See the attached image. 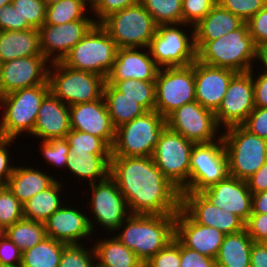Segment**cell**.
<instances>
[{"label": "cell", "instance_id": "9", "mask_svg": "<svg viewBox=\"0 0 267 267\" xmlns=\"http://www.w3.org/2000/svg\"><path fill=\"white\" fill-rule=\"evenodd\" d=\"M100 25L118 48H148L158 27L140 2L109 15Z\"/></svg>", "mask_w": 267, "mask_h": 267}, {"label": "cell", "instance_id": "20", "mask_svg": "<svg viewBox=\"0 0 267 267\" xmlns=\"http://www.w3.org/2000/svg\"><path fill=\"white\" fill-rule=\"evenodd\" d=\"M70 128L103 139L111 148L115 141V128L110 119L104 97L69 106Z\"/></svg>", "mask_w": 267, "mask_h": 267}, {"label": "cell", "instance_id": "26", "mask_svg": "<svg viewBox=\"0 0 267 267\" xmlns=\"http://www.w3.org/2000/svg\"><path fill=\"white\" fill-rule=\"evenodd\" d=\"M69 106L49 92L43 99L37 114L32 137L48 141L66 137L70 132Z\"/></svg>", "mask_w": 267, "mask_h": 267}, {"label": "cell", "instance_id": "36", "mask_svg": "<svg viewBox=\"0 0 267 267\" xmlns=\"http://www.w3.org/2000/svg\"><path fill=\"white\" fill-rule=\"evenodd\" d=\"M86 12H90V0H61L47 6L44 24L61 25L76 20H94Z\"/></svg>", "mask_w": 267, "mask_h": 267}, {"label": "cell", "instance_id": "44", "mask_svg": "<svg viewBox=\"0 0 267 267\" xmlns=\"http://www.w3.org/2000/svg\"><path fill=\"white\" fill-rule=\"evenodd\" d=\"M40 151L43 159L46 160L48 165L57 168H66L67 154L69 152V144L66 137L52 138L48 141H39Z\"/></svg>", "mask_w": 267, "mask_h": 267}, {"label": "cell", "instance_id": "38", "mask_svg": "<svg viewBox=\"0 0 267 267\" xmlns=\"http://www.w3.org/2000/svg\"><path fill=\"white\" fill-rule=\"evenodd\" d=\"M106 81L125 97L135 100L146 111L155 110V81L136 79Z\"/></svg>", "mask_w": 267, "mask_h": 267}, {"label": "cell", "instance_id": "59", "mask_svg": "<svg viewBox=\"0 0 267 267\" xmlns=\"http://www.w3.org/2000/svg\"><path fill=\"white\" fill-rule=\"evenodd\" d=\"M252 213L267 214V190L252 193Z\"/></svg>", "mask_w": 267, "mask_h": 267}, {"label": "cell", "instance_id": "1", "mask_svg": "<svg viewBox=\"0 0 267 267\" xmlns=\"http://www.w3.org/2000/svg\"><path fill=\"white\" fill-rule=\"evenodd\" d=\"M109 176L131 214L176 215L181 209L180 189L163 175L152 157L111 156Z\"/></svg>", "mask_w": 267, "mask_h": 267}, {"label": "cell", "instance_id": "47", "mask_svg": "<svg viewBox=\"0 0 267 267\" xmlns=\"http://www.w3.org/2000/svg\"><path fill=\"white\" fill-rule=\"evenodd\" d=\"M217 4V0H183V23L195 26Z\"/></svg>", "mask_w": 267, "mask_h": 267}, {"label": "cell", "instance_id": "10", "mask_svg": "<svg viewBox=\"0 0 267 267\" xmlns=\"http://www.w3.org/2000/svg\"><path fill=\"white\" fill-rule=\"evenodd\" d=\"M194 144L166 126L151 156L163 175L181 192H189V167Z\"/></svg>", "mask_w": 267, "mask_h": 267}, {"label": "cell", "instance_id": "23", "mask_svg": "<svg viewBox=\"0 0 267 267\" xmlns=\"http://www.w3.org/2000/svg\"><path fill=\"white\" fill-rule=\"evenodd\" d=\"M234 70L194 61L195 97L204 108L215 112L228 89Z\"/></svg>", "mask_w": 267, "mask_h": 267}, {"label": "cell", "instance_id": "66", "mask_svg": "<svg viewBox=\"0 0 267 267\" xmlns=\"http://www.w3.org/2000/svg\"><path fill=\"white\" fill-rule=\"evenodd\" d=\"M261 244L267 249V239L263 240Z\"/></svg>", "mask_w": 267, "mask_h": 267}, {"label": "cell", "instance_id": "37", "mask_svg": "<svg viewBox=\"0 0 267 267\" xmlns=\"http://www.w3.org/2000/svg\"><path fill=\"white\" fill-rule=\"evenodd\" d=\"M22 252L32 248L47 237L45 224L29 219H21L6 228L5 234Z\"/></svg>", "mask_w": 267, "mask_h": 267}, {"label": "cell", "instance_id": "61", "mask_svg": "<svg viewBox=\"0 0 267 267\" xmlns=\"http://www.w3.org/2000/svg\"><path fill=\"white\" fill-rule=\"evenodd\" d=\"M6 229L0 225V242L5 237Z\"/></svg>", "mask_w": 267, "mask_h": 267}, {"label": "cell", "instance_id": "33", "mask_svg": "<svg viewBox=\"0 0 267 267\" xmlns=\"http://www.w3.org/2000/svg\"><path fill=\"white\" fill-rule=\"evenodd\" d=\"M62 183L56 180L49 188L35 194L25 202L23 204L24 218L44 223L65 203L63 202L65 197L61 194L64 192Z\"/></svg>", "mask_w": 267, "mask_h": 267}, {"label": "cell", "instance_id": "6", "mask_svg": "<svg viewBox=\"0 0 267 267\" xmlns=\"http://www.w3.org/2000/svg\"><path fill=\"white\" fill-rule=\"evenodd\" d=\"M222 131L229 174L240 180L250 178L267 160V140L250 133L242 125Z\"/></svg>", "mask_w": 267, "mask_h": 267}, {"label": "cell", "instance_id": "63", "mask_svg": "<svg viewBox=\"0 0 267 267\" xmlns=\"http://www.w3.org/2000/svg\"><path fill=\"white\" fill-rule=\"evenodd\" d=\"M12 2V0H0V7L8 5Z\"/></svg>", "mask_w": 267, "mask_h": 267}, {"label": "cell", "instance_id": "48", "mask_svg": "<svg viewBox=\"0 0 267 267\" xmlns=\"http://www.w3.org/2000/svg\"><path fill=\"white\" fill-rule=\"evenodd\" d=\"M246 23L256 47L260 51L267 50V5Z\"/></svg>", "mask_w": 267, "mask_h": 267}, {"label": "cell", "instance_id": "14", "mask_svg": "<svg viewBox=\"0 0 267 267\" xmlns=\"http://www.w3.org/2000/svg\"><path fill=\"white\" fill-rule=\"evenodd\" d=\"M229 175L222 137L211 143L194 144L189 167V192H202Z\"/></svg>", "mask_w": 267, "mask_h": 267}, {"label": "cell", "instance_id": "25", "mask_svg": "<svg viewBox=\"0 0 267 267\" xmlns=\"http://www.w3.org/2000/svg\"><path fill=\"white\" fill-rule=\"evenodd\" d=\"M145 49L118 48L113 68L106 80L155 81L160 68L152 58L149 48Z\"/></svg>", "mask_w": 267, "mask_h": 267}, {"label": "cell", "instance_id": "24", "mask_svg": "<svg viewBox=\"0 0 267 267\" xmlns=\"http://www.w3.org/2000/svg\"><path fill=\"white\" fill-rule=\"evenodd\" d=\"M225 234L194 222L182 209L175 215V237L185 246L210 258L217 256Z\"/></svg>", "mask_w": 267, "mask_h": 267}, {"label": "cell", "instance_id": "30", "mask_svg": "<svg viewBox=\"0 0 267 267\" xmlns=\"http://www.w3.org/2000/svg\"><path fill=\"white\" fill-rule=\"evenodd\" d=\"M245 22L217 3L194 27V40H216Z\"/></svg>", "mask_w": 267, "mask_h": 267}, {"label": "cell", "instance_id": "55", "mask_svg": "<svg viewBox=\"0 0 267 267\" xmlns=\"http://www.w3.org/2000/svg\"><path fill=\"white\" fill-rule=\"evenodd\" d=\"M257 68L258 67H253L250 70L254 83V104L255 107L267 108V72L262 68V71L258 72V74H260L257 75L256 72L253 71Z\"/></svg>", "mask_w": 267, "mask_h": 267}, {"label": "cell", "instance_id": "58", "mask_svg": "<svg viewBox=\"0 0 267 267\" xmlns=\"http://www.w3.org/2000/svg\"><path fill=\"white\" fill-rule=\"evenodd\" d=\"M250 267H267V249L261 243L252 245Z\"/></svg>", "mask_w": 267, "mask_h": 267}, {"label": "cell", "instance_id": "29", "mask_svg": "<svg viewBox=\"0 0 267 267\" xmlns=\"http://www.w3.org/2000/svg\"><path fill=\"white\" fill-rule=\"evenodd\" d=\"M112 154H91L68 152L65 170L68 174L87 180L88 184L105 180L109 176L110 159Z\"/></svg>", "mask_w": 267, "mask_h": 267}, {"label": "cell", "instance_id": "34", "mask_svg": "<svg viewBox=\"0 0 267 267\" xmlns=\"http://www.w3.org/2000/svg\"><path fill=\"white\" fill-rule=\"evenodd\" d=\"M103 97L115 129L147 112L135 100L125 97L123 93L116 90L107 81H105L103 87Z\"/></svg>", "mask_w": 267, "mask_h": 267}, {"label": "cell", "instance_id": "56", "mask_svg": "<svg viewBox=\"0 0 267 267\" xmlns=\"http://www.w3.org/2000/svg\"><path fill=\"white\" fill-rule=\"evenodd\" d=\"M22 30L20 15L10 3L0 7V31Z\"/></svg>", "mask_w": 267, "mask_h": 267}, {"label": "cell", "instance_id": "57", "mask_svg": "<svg viewBox=\"0 0 267 267\" xmlns=\"http://www.w3.org/2000/svg\"><path fill=\"white\" fill-rule=\"evenodd\" d=\"M246 182L252 193L267 190V160Z\"/></svg>", "mask_w": 267, "mask_h": 267}, {"label": "cell", "instance_id": "35", "mask_svg": "<svg viewBox=\"0 0 267 267\" xmlns=\"http://www.w3.org/2000/svg\"><path fill=\"white\" fill-rule=\"evenodd\" d=\"M66 245L47 236L40 243L22 252L21 267H59Z\"/></svg>", "mask_w": 267, "mask_h": 267}, {"label": "cell", "instance_id": "39", "mask_svg": "<svg viewBox=\"0 0 267 267\" xmlns=\"http://www.w3.org/2000/svg\"><path fill=\"white\" fill-rule=\"evenodd\" d=\"M182 1L140 0V3L159 26L183 23Z\"/></svg>", "mask_w": 267, "mask_h": 267}, {"label": "cell", "instance_id": "41", "mask_svg": "<svg viewBox=\"0 0 267 267\" xmlns=\"http://www.w3.org/2000/svg\"><path fill=\"white\" fill-rule=\"evenodd\" d=\"M11 4L20 15L22 30L39 29L46 18V4L43 0H12Z\"/></svg>", "mask_w": 267, "mask_h": 267}, {"label": "cell", "instance_id": "51", "mask_svg": "<svg viewBox=\"0 0 267 267\" xmlns=\"http://www.w3.org/2000/svg\"><path fill=\"white\" fill-rule=\"evenodd\" d=\"M180 267H216V261L185 247L180 242Z\"/></svg>", "mask_w": 267, "mask_h": 267}, {"label": "cell", "instance_id": "11", "mask_svg": "<svg viewBox=\"0 0 267 267\" xmlns=\"http://www.w3.org/2000/svg\"><path fill=\"white\" fill-rule=\"evenodd\" d=\"M185 26L192 30L189 34L183 30ZM148 48L159 68L190 65L196 60L194 27L184 23L159 25Z\"/></svg>", "mask_w": 267, "mask_h": 267}, {"label": "cell", "instance_id": "22", "mask_svg": "<svg viewBox=\"0 0 267 267\" xmlns=\"http://www.w3.org/2000/svg\"><path fill=\"white\" fill-rule=\"evenodd\" d=\"M78 209L75 205L68 207L65 202L44 222L46 235L67 245L82 244L86 237L92 238L95 233L91 230L89 215Z\"/></svg>", "mask_w": 267, "mask_h": 267}, {"label": "cell", "instance_id": "2", "mask_svg": "<svg viewBox=\"0 0 267 267\" xmlns=\"http://www.w3.org/2000/svg\"><path fill=\"white\" fill-rule=\"evenodd\" d=\"M196 60L213 67L235 72L250 71L260 60V50L245 22L240 28L216 40H194Z\"/></svg>", "mask_w": 267, "mask_h": 267}, {"label": "cell", "instance_id": "18", "mask_svg": "<svg viewBox=\"0 0 267 267\" xmlns=\"http://www.w3.org/2000/svg\"><path fill=\"white\" fill-rule=\"evenodd\" d=\"M95 24L94 20H76L61 25L43 24L38 29L43 56L50 63L62 61Z\"/></svg>", "mask_w": 267, "mask_h": 267}, {"label": "cell", "instance_id": "45", "mask_svg": "<svg viewBox=\"0 0 267 267\" xmlns=\"http://www.w3.org/2000/svg\"><path fill=\"white\" fill-rule=\"evenodd\" d=\"M217 3L247 22L267 5V0H217Z\"/></svg>", "mask_w": 267, "mask_h": 267}, {"label": "cell", "instance_id": "12", "mask_svg": "<svg viewBox=\"0 0 267 267\" xmlns=\"http://www.w3.org/2000/svg\"><path fill=\"white\" fill-rule=\"evenodd\" d=\"M196 101L194 62L158 70L155 80V111L165 119L176 109Z\"/></svg>", "mask_w": 267, "mask_h": 267}, {"label": "cell", "instance_id": "19", "mask_svg": "<svg viewBox=\"0 0 267 267\" xmlns=\"http://www.w3.org/2000/svg\"><path fill=\"white\" fill-rule=\"evenodd\" d=\"M181 209L194 222L214 227L225 235L245 229V223L238 216L213 205L200 192H181Z\"/></svg>", "mask_w": 267, "mask_h": 267}, {"label": "cell", "instance_id": "15", "mask_svg": "<svg viewBox=\"0 0 267 267\" xmlns=\"http://www.w3.org/2000/svg\"><path fill=\"white\" fill-rule=\"evenodd\" d=\"M166 123L170 129L195 144L211 143L222 137L215 113L204 108L197 101L185 104L173 111L166 118Z\"/></svg>", "mask_w": 267, "mask_h": 267}, {"label": "cell", "instance_id": "50", "mask_svg": "<svg viewBox=\"0 0 267 267\" xmlns=\"http://www.w3.org/2000/svg\"><path fill=\"white\" fill-rule=\"evenodd\" d=\"M242 126L250 133L267 140V108L255 107Z\"/></svg>", "mask_w": 267, "mask_h": 267}, {"label": "cell", "instance_id": "62", "mask_svg": "<svg viewBox=\"0 0 267 267\" xmlns=\"http://www.w3.org/2000/svg\"><path fill=\"white\" fill-rule=\"evenodd\" d=\"M43 1H44V3L46 4V6H49V5H51V4H54V3L59 2V1H61V0H43Z\"/></svg>", "mask_w": 267, "mask_h": 267}, {"label": "cell", "instance_id": "46", "mask_svg": "<svg viewBox=\"0 0 267 267\" xmlns=\"http://www.w3.org/2000/svg\"><path fill=\"white\" fill-rule=\"evenodd\" d=\"M139 2L140 0H90V15H95L94 21L100 24L109 15Z\"/></svg>", "mask_w": 267, "mask_h": 267}, {"label": "cell", "instance_id": "49", "mask_svg": "<svg viewBox=\"0 0 267 267\" xmlns=\"http://www.w3.org/2000/svg\"><path fill=\"white\" fill-rule=\"evenodd\" d=\"M152 267H180V241L174 237L147 261Z\"/></svg>", "mask_w": 267, "mask_h": 267}, {"label": "cell", "instance_id": "60", "mask_svg": "<svg viewBox=\"0 0 267 267\" xmlns=\"http://www.w3.org/2000/svg\"><path fill=\"white\" fill-rule=\"evenodd\" d=\"M261 67L265 68L264 70L267 72V50H263L260 52V60Z\"/></svg>", "mask_w": 267, "mask_h": 267}, {"label": "cell", "instance_id": "5", "mask_svg": "<svg viewBox=\"0 0 267 267\" xmlns=\"http://www.w3.org/2000/svg\"><path fill=\"white\" fill-rule=\"evenodd\" d=\"M106 79L89 71L72 69L62 61L50 63V92L68 106L93 102L103 96Z\"/></svg>", "mask_w": 267, "mask_h": 267}, {"label": "cell", "instance_id": "16", "mask_svg": "<svg viewBox=\"0 0 267 267\" xmlns=\"http://www.w3.org/2000/svg\"><path fill=\"white\" fill-rule=\"evenodd\" d=\"M254 104V83L250 71L237 72L231 79L225 97L214 112L218 126L222 129L242 125Z\"/></svg>", "mask_w": 267, "mask_h": 267}, {"label": "cell", "instance_id": "21", "mask_svg": "<svg viewBox=\"0 0 267 267\" xmlns=\"http://www.w3.org/2000/svg\"><path fill=\"white\" fill-rule=\"evenodd\" d=\"M200 193L213 205L235 214L244 223L252 213V192L245 180L229 175Z\"/></svg>", "mask_w": 267, "mask_h": 267}, {"label": "cell", "instance_id": "42", "mask_svg": "<svg viewBox=\"0 0 267 267\" xmlns=\"http://www.w3.org/2000/svg\"><path fill=\"white\" fill-rule=\"evenodd\" d=\"M91 246H84L83 244L66 245L62 251L59 267H96V255L92 244Z\"/></svg>", "mask_w": 267, "mask_h": 267}, {"label": "cell", "instance_id": "4", "mask_svg": "<svg viewBox=\"0 0 267 267\" xmlns=\"http://www.w3.org/2000/svg\"><path fill=\"white\" fill-rule=\"evenodd\" d=\"M50 92L48 81L42 85L23 88L0 96V138L15 139L27 133L31 135L37 120L39 107ZM3 110V111H2ZM19 135V136H18Z\"/></svg>", "mask_w": 267, "mask_h": 267}, {"label": "cell", "instance_id": "3", "mask_svg": "<svg viewBox=\"0 0 267 267\" xmlns=\"http://www.w3.org/2000/svg\"><path fill=\"white\" fill-rule=\"evenodd\" d=\"M113 235L142 261L163 249L175 237V215L130 214Z\"/></svg>", "mask_w": 267, "mask_h": 267}, {"label": "cell", "instance_id": "64", "mask_svg": "<svg viewBox=\"0 0 267 267\" xmlns=\"http://www.w3.org/2000/svg\"><path fill=\"white\" fill-rule=\"evenodd\" d=\"M140 267H152L147 261L141 263Z\"/></svg>", "mask_w": 267, "mask_h": 267}, {"label": "cell", "instance_id": "52", "mask_svg": "<svg viewBox=\"0 0 267 267\" xmlns=\"http://www.w3.org/2000/svg\"><path fill=\"white\" fill-rule=\"evenodd\" d=\"M245 229L256 243L267 239V214L251 213L245 223Z\"/></svg>", "mask_w": 267, "mask_h": 267}, {"label": "cell", "instance_id": "43", "mask_svg": "<svg viewBox=\"0 0 267 267\" xmlns=\"http://www.w3.org/2000/svg\"><path fill=\"white\" fill-rule=\"evenodd\" d=\"M23 218V204L3 185L0 188V225L6 229Z\"/></svg>", "mask_w": 267, "mask_h": 267}, {"label": "cell", "instance_id": "53", "mask_svg": "<svg viewBox=\"0 0 267 267\" xmlns=\"http://www.w3.org/2000/svg\"><path fill=\"white\" fill-rule=\"evenodd\" d=\"M15 139H3L0 138V184L6 185L9 177L13 174L15 165L10 162L9 158L11 154L10 148L12 144H15ZM12 143V144H11Z\"/></svg>", "mask_w": 267, "mask_h": 267}, {"label": "cell", "instance_id": "27", "mask_svg": "<svg viewBox=\"0 0 267 267\" xmlns=\"http://www.w3.org/2000/svg\"><path fill=\"white\" fill-rule=\"evenodd\" d=\"M41 172L39 168L16 165L13 174L7 181V188L22 203L27 202L35 194L49 188L57 179Z\"/></svg>", "mask_w": 267, "mask_h": 267}, {"label": "cell", "instance_id": "32", "mask_svg": "<svg viewBox=\"0 0 267 267\" xmlns=\"http://www.w3.org/2000/svg\"><path fill=\"white\" fill-rule=\"evenodd\" d=\"M94 242L96 266L140 267L142 261L136 254L120 242L114 235Z\"/></svg>", "mask_w": 267, "mask_h": 267}, {"label": "cell", "instance_id": "13", "mask_svg": "<svg viewBox=\"0 0 267 267\" xmlns=\"http://www.w3.org/2000/svg\"><path fill=\"white\" fill-rule=\"evenodd\" d=\"M88 185L92 193L88 202L90 206L88 208L91 209L89 212L93 213L88 217L92 232H95L96 226H101L102 230L113 234L131 214L126 199L110 176L103 181Z\"/></svg>", "mask_w": 267, "mask_h": 267}, {"label": "cell", "instance_id": "65", "mask_svg": "<svg viewBox=\"0 0 267 267\" xmlns=\"http://www.w3.org/2000/svg\"><path fill=\"white\" fill-rule=\"evenodd\" d=\"M0 267H21V265H0Z\"/></svg>", "mask_w": 267, "mask_h": 267}, {"label": "cell", "instance_id": "17", "mask_svg": "<svg viewBox=\"0 0 267 267\" xmlns=\"http://www.w3.org/2000/svg\"><path fill=\"white\" fill-rule=\"evenodd\" d=\"M50 62L43 55L16 58L2 63L0 96L13 91L45 84Z\"/></svg>", "mask_w": 267, "mask_h": 267}, {"label": "cell", "instance_id": "28", "mask_svg": "<svg viewBox=\"0 0 267 267\" xmlns=\"http://www.w3.org/2000/svg\"><path fill=\"white\" fill-rule=\"evenodd\" d=\"M34 55H43L38 29L0 31V61L2 63Z\"/></svg>", "mask_w": 267, "mask_h": 267}, {"label": "cell", "instance_id": "40", "mask_svg": "<svg viewBox=\"0 0 267 267\" xmlns=\"http://www.w3.org/2000/svg\"><path fill=\"white\" fill-rule=\"evenodd\" d=\"M69 151L73 154H112V148L101 138L78 130H70L66 135Z\"/></svg>", "mask_w": 267, "mask_h": 267}, {"label": "cell", "instance_id": "8", "mask_svg": "<svg viewBox=\"0 0 267 267\" xmlns=\"http://www.w3.org/2000/svg\"><path fill=\"white\" fill-rule=\"evenodd\" d=\"M117 50L108 32L100 24H95L62 62L72 69L93 72L107 79Z\"/></svg>", "mask_w": 267, "mask_h": 267}, {"label": "cell", "instance_id": "31", "mask_svg": "<svg viewBox=\"0 0 267 267\" xmlns=\"http://www.w3.org/2000/svg\"><path fill=\"white\" fill-rule=\"evenodd\" d=\"M253 243L246 229L225 235L215 257L216 267H250Z\"/></svg>", "mask_w": 267, "mask_h": 267}, {"label": "cell", "instance_id": "54", "mask_svg": "<svg viewBox=\"0 0 267 267\" xmlns=\"http://www.w3.org/2000/svg\"><path fill=\"white\" fill-rule=\"evenodd\" d=\"M22 251L5 235L0 242V265H21Z\"/></svg>", "mask_w": 267, "mask_h": 267}, {"label": "cell", "instance_id": "7", "mask_svg": "<svg viewBox=\"0 0 267 267\" xmlns=\"http://www.w3.org/2000/svg\"><path fill=\"white\" fill-rule=\"evenodd\" d=\"M166 126V119L155 110L119 126L115 130L111 156L151 157Z\"/></svg>", "mask_w": 267, "mask_h": 267}]
</instances>
